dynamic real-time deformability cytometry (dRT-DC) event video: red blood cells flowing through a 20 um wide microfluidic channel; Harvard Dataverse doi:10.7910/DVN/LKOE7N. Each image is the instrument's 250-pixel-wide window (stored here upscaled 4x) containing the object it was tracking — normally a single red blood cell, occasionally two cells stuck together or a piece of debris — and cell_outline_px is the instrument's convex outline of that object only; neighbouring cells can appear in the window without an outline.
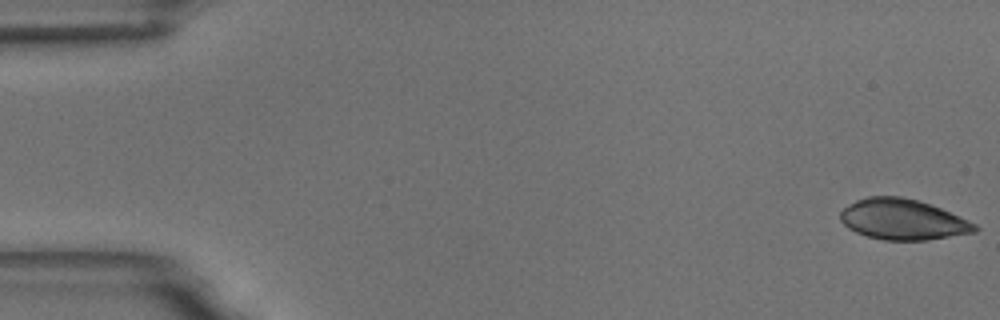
{"species": "common noctule bat (a hibernating species)", "species_latin": "Nyctalus noctula", "temperature_condition": "room temperature", "stored_images_in_passage": 55, "camera_frame_rate_fps": 3000, "um_per_image_px": 0.085, "animal": {"sex": "male", "body_mass_g": 18.8}, "frame": {"image": 1, "passage_image": 1, "time_ms": 0.0, "image_size_px": [1000, 320], "cell_outline_px": [[980, 228], [976, 232], [928, 240], [884, 240], [868, 236], [856, 232], [848, 228], [840, 220], [840, 212], [844, 208], [856, 200], [868, 196], [900, 196], [916, 200], [940, 208], [968, 220], [976, 224]], "centroid_in_image_um": [76.74, 18.66], "position_along_channel_um": 8.3, "area_um2": 31.67}}
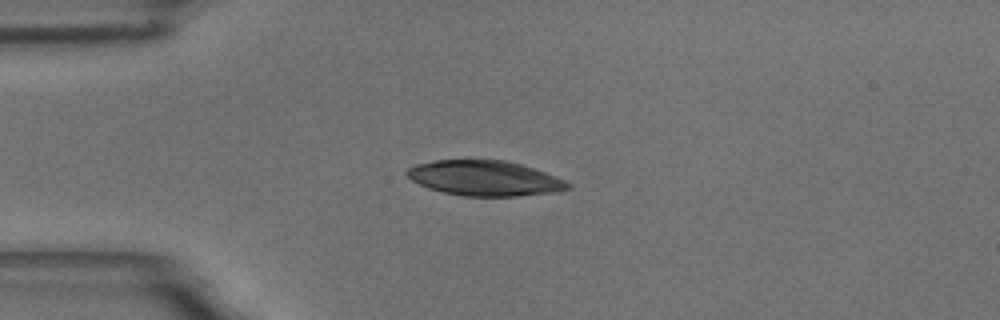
{"frame": {"image": 2, "passage_image": 14, "time_ms": 4.333, "image_size_px": [1000, 320], "cell_outline_px": [[572, 188], [552, 192], [516, 196], [464, 196], [444, 192], [428, 188], [412, 180], [404, 172], [408, 168], [416, 164], [436, 160], [504, 160], [520, 164], [544, 172], [564, 180], [572, 184]], "centroid_in_image_um": [41.18, 15.15], "position_along_channel_um": 43.8, "area_um2": 32.66}}